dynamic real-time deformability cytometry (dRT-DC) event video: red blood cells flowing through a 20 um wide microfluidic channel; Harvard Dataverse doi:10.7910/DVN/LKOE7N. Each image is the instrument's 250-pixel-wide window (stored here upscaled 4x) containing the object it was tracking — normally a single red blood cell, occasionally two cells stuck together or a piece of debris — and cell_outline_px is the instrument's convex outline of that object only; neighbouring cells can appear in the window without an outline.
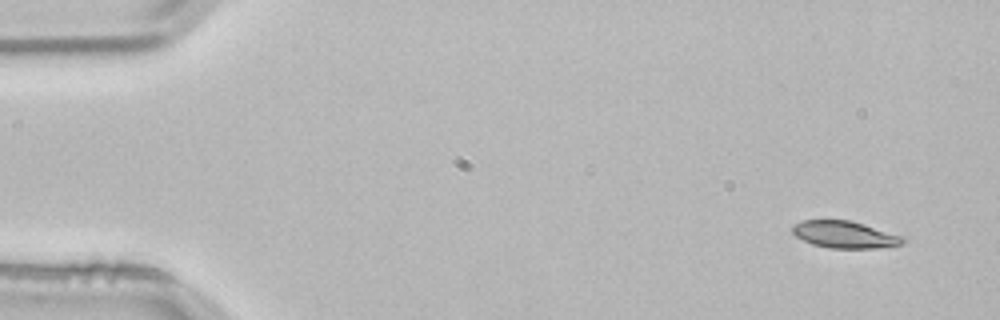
{"species": "common noctule bat (a hibernating species)", "species_latin": "Nyctalus noctula", "temperature_condition": "room temperature", "stored_images_in_passage": 3, "camera_frame_rate_fps": 3000, "um_per_image_px": 0.085, "animal": {"sex": "male", "body_mass_g": 21.5, "forearm_length_mm": 52.0}, "frame": {"image": 1, "passage_image": 1, "time_ms": 0.0, "image_size_px": [1000, 320], "cell_outline_px": [[908, 240], [904, 244], [876, 248], [828, 248], [812, 244], [796, 236], [792, 232], [792, 224], [804, 220], [848, 220], [864, 224], [904, 236]], "centroid_in_image_um": [71.84, 19.94], "position_along_channel_um": 13.2, "area_um2": 17.51}}